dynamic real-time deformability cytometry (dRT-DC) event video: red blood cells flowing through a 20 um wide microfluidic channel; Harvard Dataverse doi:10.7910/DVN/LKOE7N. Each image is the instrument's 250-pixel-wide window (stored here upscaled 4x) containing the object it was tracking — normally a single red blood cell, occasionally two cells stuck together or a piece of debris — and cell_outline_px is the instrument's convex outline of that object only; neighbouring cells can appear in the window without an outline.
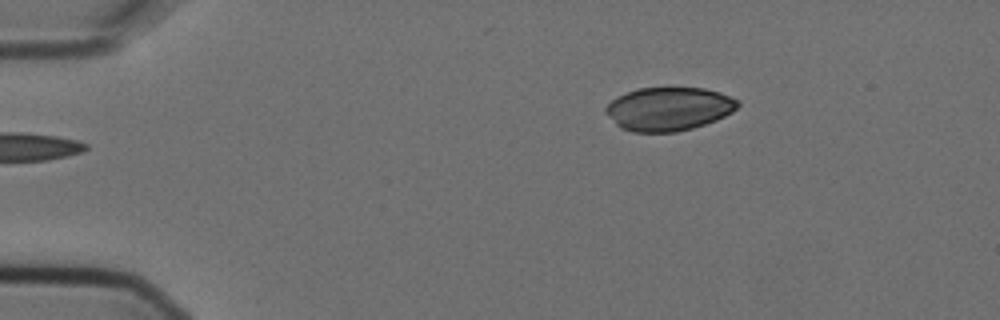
{"species": "Egyptian fruit bat (a non-hibernating species)", "species_latin": "Rousettus aegyptiacus", "temperature_condition": "cold", "stored_images_in_passage": 2, "camera_frame_rate_fps": 3000, "um_per_image_px": 0.085, "animal": {"sex": "female"}, "frame": {"image": 1, "passage_image": 2, "time_ms": 0.333, "image_size_px": [1000, 320], "cell_outline_px": [[740, 104], [732, 112], [716, 120], [692, 128], [676, 132], [632, 132], [620, 128], [604, 112], [604, 108], [616, 96], [636, 88], [704, 88], [720, 92], [740, 100]], "centroid_in_image_um": [56.82, 9.25], "position_along_channel_um": 28.2, "area_um2": 33.64}}